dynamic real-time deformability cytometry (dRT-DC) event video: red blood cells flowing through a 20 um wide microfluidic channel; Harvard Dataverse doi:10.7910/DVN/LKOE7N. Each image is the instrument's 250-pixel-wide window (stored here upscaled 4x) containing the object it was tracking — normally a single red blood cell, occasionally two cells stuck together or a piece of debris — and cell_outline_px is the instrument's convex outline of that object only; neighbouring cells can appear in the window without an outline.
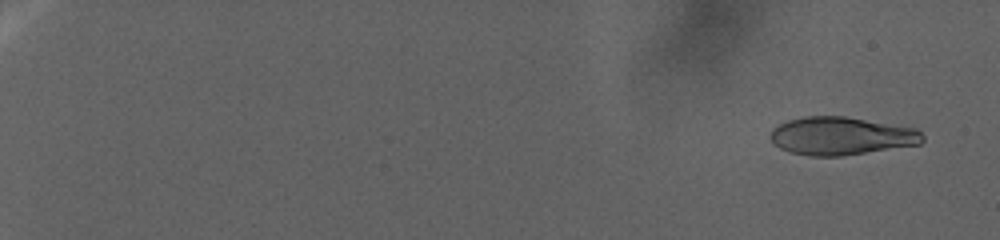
{"species": "human", "species_latin": "Homo sapiens", "temperature_condition": "warm", "stored_images_in_passage": 233, "camera_frame_rate_fps": 3000, "um_per_image_px": 0.085, "donor": {"sex": "female"}, "frame": {"image": 1, "passage_image": 15, "time_ms": 2.667, "image_size_px": [1000, 240], "cell_outline_px": [[924, 140], [920, 144], [840, 156], [812, 156], [792, 152], [780, 148], [772, 140], [772, 128], [788, 120], [808, 116], [844, 116], [916, 128], [924, 136]], "centroid_in_image_um": [71.53, 11.55], "position_along_channel_um": 13.5, "area_um2": 33.29}}
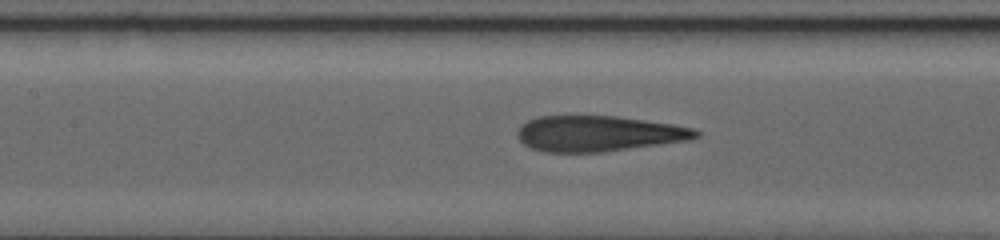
{"frame": {"image": 2, "passage_image": 141, "time_ms": 26.667, "image_size_px": [1000, 240], "cell_outline_px": [[700, 136], [688, 140], [600, 152], [544, 152], [532, 148], [524, 144], [520, 140], [520, 124], [536, 116], [616, 116], [672, 124], [696, 128], [700, 132]], "centroid_in_image_um": [50.88, 11.34], "position_along_channel_um": 156.5, "area_um2": 36.76}}
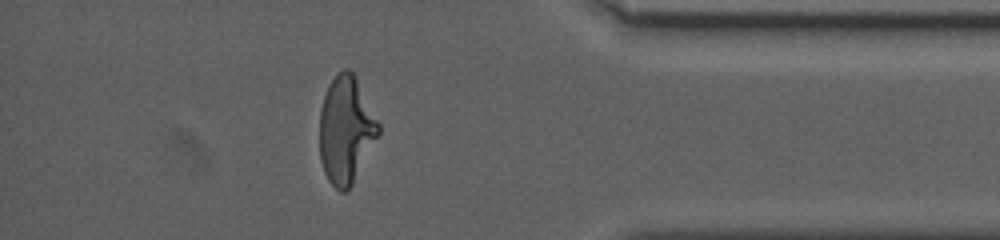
{"frame": {"image": 3, "passage_image": 231, "time_ms": 43.667, "image_size_px": [1000, 240], "cell_outline_px": [[380, 132], [348, 192], [340, 192], [328, 180], [324, 172], [320, 160], [320, 108], [328, 84], [336, 72], [344, 68], [348, 68], [352, 72], [380, 124]], "centroid_in_image_um": [29.38, 11.05], "position_along_channel_um": 405.8, "area_um2": 36.65}}